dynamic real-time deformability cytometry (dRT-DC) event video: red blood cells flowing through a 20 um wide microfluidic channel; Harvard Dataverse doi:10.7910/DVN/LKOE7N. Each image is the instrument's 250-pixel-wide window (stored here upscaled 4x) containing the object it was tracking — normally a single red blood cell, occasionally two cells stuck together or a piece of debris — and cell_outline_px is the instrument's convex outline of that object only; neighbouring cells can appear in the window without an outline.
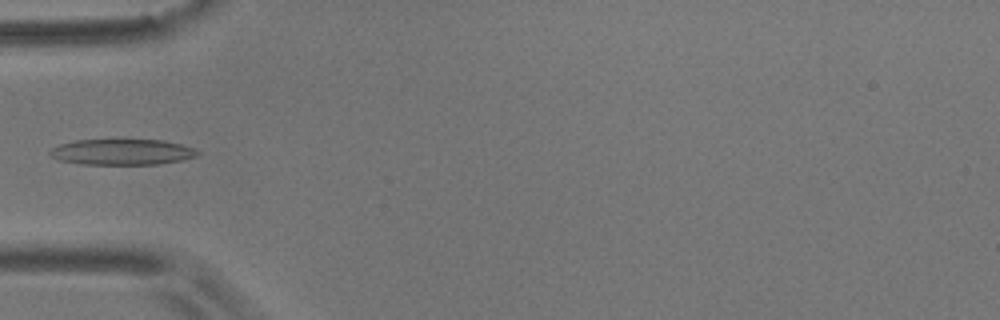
{"species": "common noctule bat (a hibernating species)", "species_latin": "Nyctalus noctula", "temperature_condition": "room temperature", "stored_images_in_passage": 4, "camera_frame_rate_fps": 3000, "um_per_image_px": 0.085, "animal": {"sex": "male", "body_mass_g": 17.9}, "frame": {"image": 1, "passage_image": 4, "time_ms": 4.667, "image_size_px": [1000, 320], "cell_outline_px": [[200, 152], [196, 156], [184, 160], [160, 164], [80, 164], [60, 160], [52, 156], [48, 152], [52, 148], [60, 144], [76, 140], [164, 140], [180, 144], [192, 148]], "centroid_in_image_um": [10.39, 12.92], "position_along_channel_um": 74.6, "area_um2": 22.08}}